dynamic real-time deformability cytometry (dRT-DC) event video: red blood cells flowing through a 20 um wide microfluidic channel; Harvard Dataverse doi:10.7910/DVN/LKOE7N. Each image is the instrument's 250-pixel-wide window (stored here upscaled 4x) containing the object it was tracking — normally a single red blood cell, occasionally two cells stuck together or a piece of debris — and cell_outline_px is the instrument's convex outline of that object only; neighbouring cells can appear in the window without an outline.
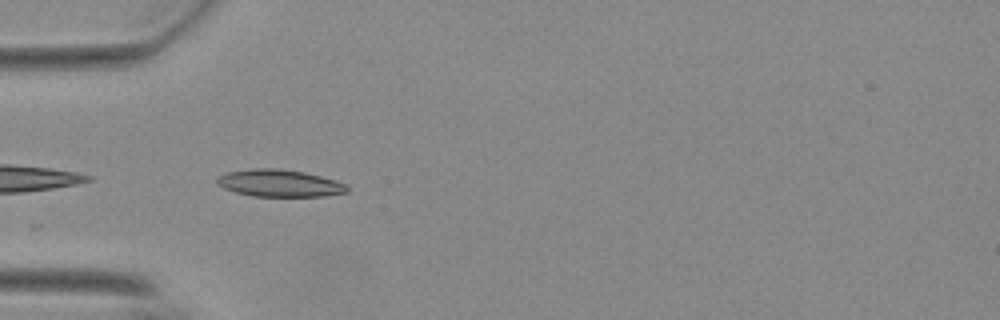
{"species": "Egyptian fruit bat (a non-hibernating species)", "species_latin": "Rousettus aegyptiacus", "temperature_condition": "warm", "stored_images_in_passage": 8, "camera_frame_rate_fps": 3000, "um_per_image_px": 0.085, "animal": {"sex": "female"}, "frame": {"image": 1, "passage_image": 1, "time_ms": 0.0, "image_size_px": [1000, 320], "cell_outline_px": [[348, 192], [324, 196], [252, 196], [236, 192], [224, 188], [216, 184], [216, 176], [228, 172], [252, 168], [272, 168], [304, 172], [336, 180], [344, 184], [348, 188]], "centroid_in_image_um": [23.72, 15.57], "position_along_channel_um": 61.3, "area_um2": 20.52}}